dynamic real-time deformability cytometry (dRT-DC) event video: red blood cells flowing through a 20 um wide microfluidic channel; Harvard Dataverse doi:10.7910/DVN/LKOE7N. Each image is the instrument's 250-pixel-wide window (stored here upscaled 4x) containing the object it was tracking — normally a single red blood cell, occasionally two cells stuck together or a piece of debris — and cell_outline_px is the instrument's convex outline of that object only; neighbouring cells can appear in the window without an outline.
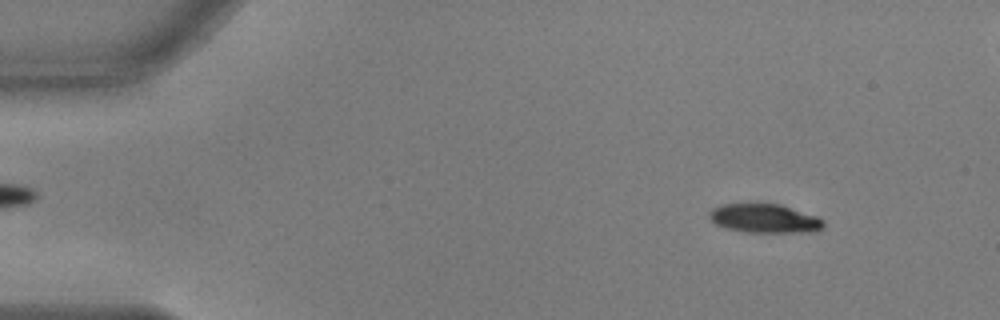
{"species": "common noctule bat (a hibernating species)", "species_latin": "Nyctalus noctula", "temperature_condition": "warm", "stored_images_in_passage": 55, "camera_frame_rate_fps": 3000, "um_per_image_px": 0.085, "animal": {"sex": "male", "body_mass_g": 17.9, "forearm_length_mm": 54.2}, "frame": {"image": 1, "passage_image": 6, "time_ms": 1.667, "image_size_px": [1000, 320], "cell_outline_px": [[824, 228], [816, 232], [748, 232], [724, 228], [708, 220], [708, 212], [712, 208], [724, 204], [780, 204], [816, 216], [824, 220]], "centroid_in_image_um": [64.97, 18.58], "position_along_channel_um": 20.0, "area_um2": 19.36}}
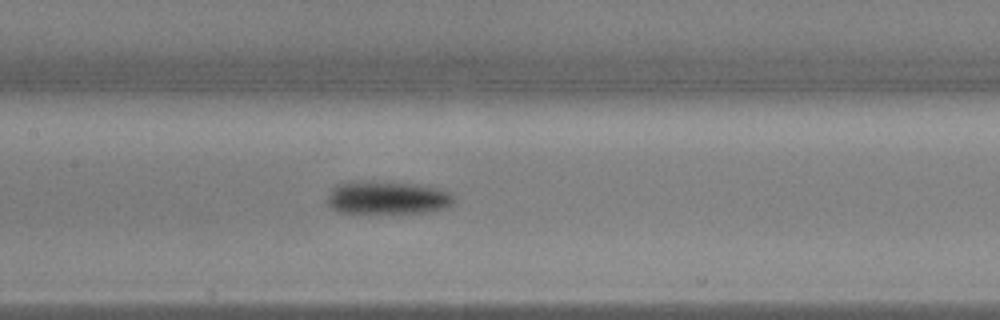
{"frame": {"image": 2, "passage_image": 26, "time_ms": 8.333, "image_size_px": [1000, 320], "cell_outline_px": [[456, 200], [452, 204], [444, 208], [428, 212], [336, 212], [328, 204], [328, 192], [336, 184], [344, 180], [372, 180], [416, 184], [440, 188], [452, 192], [456, 196]], "centroid_in_image_um": [32.92, 16.76], "position_along_channel_um": 174.5, "area_um2": 24.97}}
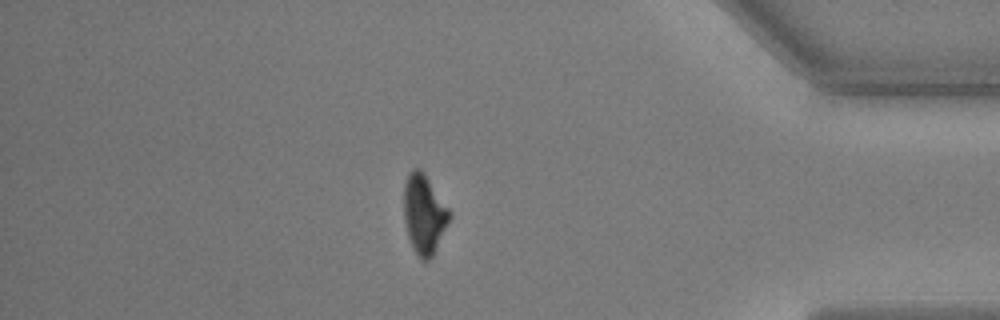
{"frame": {"image": 3, "passage_image": 47, "time_ms": 15.333, "image_size_px": [1000, 320], "cell_outline_px": [[452, 216], [432, 256], [428, 260], [420, 260], [408, 236], [404, 220], [404, 184], [408, 172], [412, 168], [420, 168], [424, 172], [452, 212]], "centroid_in_image_um": [36.06, 18.15], "position_along_channel_um": 399.1, "area_um2": 21.15}, "authors_computed_cell_mechanics": {"area_um2": 21.675, "velocity_mm_per_s": 3.6859, "shape_relaxation_time_tau1_ms": 2.4758, "shape_relaxation_time_tau2_ms": null, "deformation_change_tau1": 0.1644, "deformation_change_tau2": null}}